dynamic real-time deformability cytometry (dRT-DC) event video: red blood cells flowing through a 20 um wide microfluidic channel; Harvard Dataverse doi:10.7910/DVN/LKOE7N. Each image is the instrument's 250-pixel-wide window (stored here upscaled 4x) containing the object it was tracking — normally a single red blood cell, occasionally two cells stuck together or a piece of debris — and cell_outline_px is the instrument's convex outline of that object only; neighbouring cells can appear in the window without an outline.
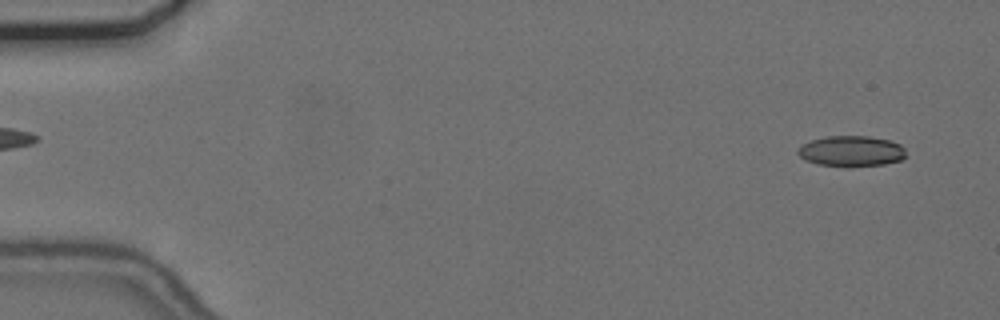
{"species": "common noctule bat (a hibernating species)", "species_latin": "Nyctalus noctula", "temperature_condition": "cold", "stored_images_in_passage": 55, "camera_frame_rate_fps": 3000, "um_per_image_px": 0.085, "animal": {"sex": "female", "body_mass_g": 24.6, "forearm_length_mm": 56.2}, "frame": {"image": 1, "passage_image": 3, "time_ms": 0.667, "image_size_px": [1000, 320], "cell_outline_px": [[908, 156], [900, 160], [884, 164], [848, 168], [820, 164], [808, 160], [800, 156], [796, 152], [796, 148], [812, 140], [828, 136], [868, 136], [892, 140], [900, 144], [904, 148]], "centroid_in_image_um": [72.41, 12.86], "position_along_channel_um": 12.6, "area_um2": 19.59}}
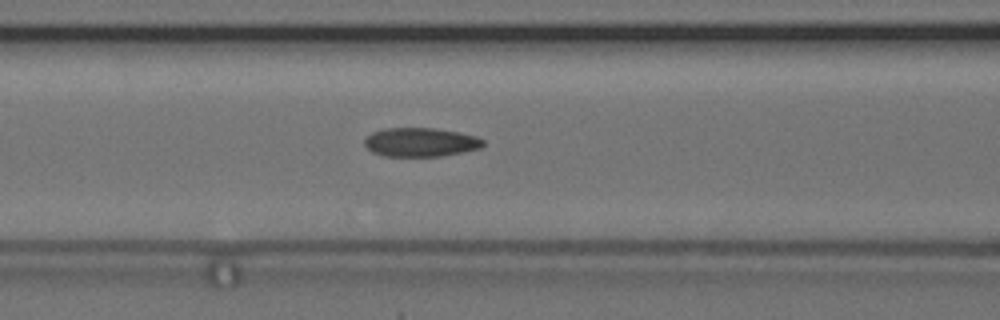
{"frame": {"image": 2, "passage_image": 23, "time_ms": 7.333, "image_size_px": [1000, 320], "cell_outline_px": [[484, 144], [480, 148], [464, 152], [440, 156], [384, 156], [372, 152], [364, 144], [364, 140], [372, 132], [384, 128], [436, 128], [460, 132], [476, 136], [484, 140]], "centroid_in_image_um": [35.76, 12.08], "position_along_channel_um": 130.8, "area_um2": 20.06}}
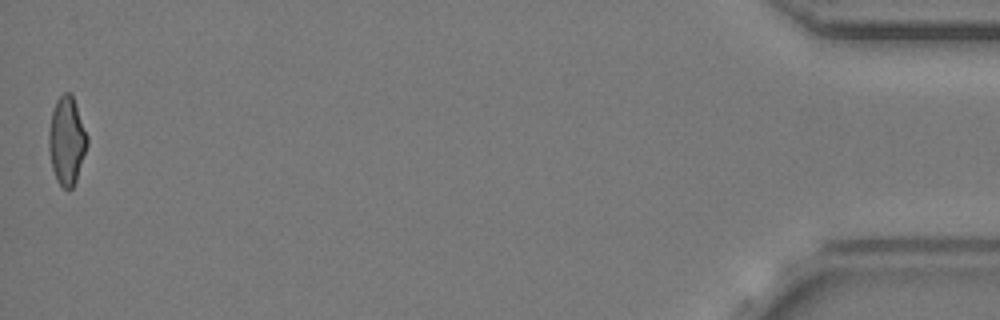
{"frame": {"image": 3, "passage_image": 55, "time_ms": 18.0, "image_size_px": [1000, 320], "cell_outline_px": [[88, 144], [76, 180], [72, 188], [68, 192], [56, 180], [52, 168], [48, 148], [48, 132], [52, 112], [56, 100], [64, 92], [72, 92], [88, 136]], "centroid_in_image_um": [5.67, 11.95], "position_along_channel_um": 429.5, "area_um2": 19.94}, "authors_computed_cell_mechanics": {"area_um2": 20.0566, "velocity_mm_per_s": 3.6927, "shape_relaxation_time_tau1_ms": null, "shape_relaxation_time_tau2_ms": 2.9501, "deformation_change_tau1": null, "deformation_change_tau2": 0.0988}}